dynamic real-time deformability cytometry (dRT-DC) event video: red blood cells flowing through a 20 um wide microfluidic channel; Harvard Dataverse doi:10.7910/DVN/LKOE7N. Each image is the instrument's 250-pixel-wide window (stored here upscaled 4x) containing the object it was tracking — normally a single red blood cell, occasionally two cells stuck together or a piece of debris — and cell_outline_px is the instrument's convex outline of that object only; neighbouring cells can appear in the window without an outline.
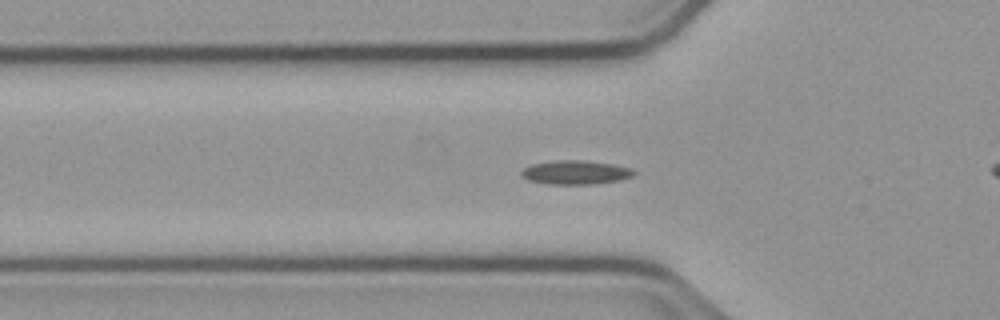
{"species": "common noctule bat (a hibernating species)", "species_latin": "Nyctalus noctula", "temperature_condition": "cold", "stored_images_in_passage": 55, "camera_frame_rate_fps": 3000, "um_per_image_px": 0.085, "animal": {"sex": "male", "body_mass_g": 23.1, "forearm_length_mm": 52.7}, "frame": {"image": 1, "passage_image": 18, "time_ms": 5.667, "image_size_px": [1000, 320], "cell_outline_px": [[636, 172], [632, 176], [620, 180], [596, 184], [548, 184], [528, 180], [520, 172], [524, 168], [532, 164], [556, 160], [584, 160], [612, 164], [632, 168]], "centroid_in_image_um": [48.95, 14.65], "position_along_channel_um": 76.9, "area_um2": 15.66}}
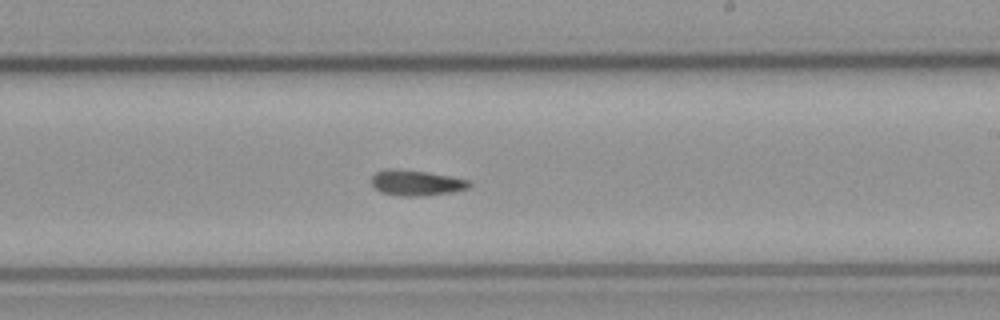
{"frame": {"image": 2, "passage_image": 32, "time_ms": 10.333, "image_size_px": [1000, 320], "cell_outline_px": [[472, 184], [468, 188], [452, 192], [424, 196], [400, 196], [380, 192], [372, 184], [372, 176], [376, 172], [388, 168], [392, 168], [428, 172], [468, 180]], "centroid_in_image_um": [35.37, 15.54], "position_along_channel_um": 253.6, "area_um2": 14.51}}
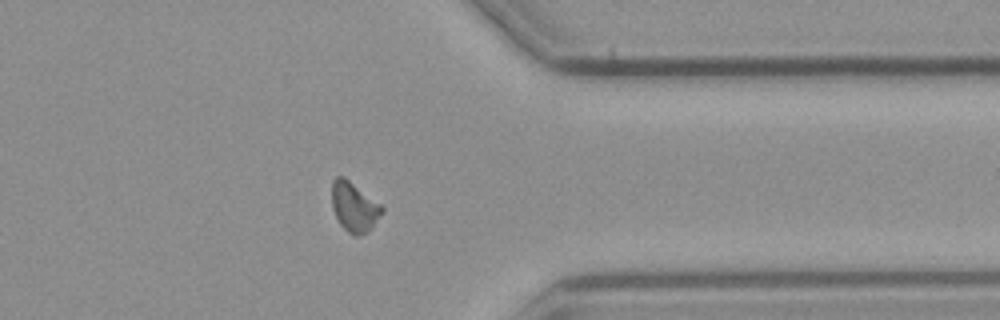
{"frame": {"image": 3, "passage_image": 43, "time_ms": 14.0, "image_size_px": [1000, 320], "cell_outline_px": [[384, 212], [372, 228], [360, 236], [352, 236], [340, 224], [332, 208], [332, 180], [336, 176], [344, 176], [384, 204]], "centroid_in_image_um": [30.15, 17.57], "position_along_channel_um": 381.2, "area_um2": 15.03}, "authors_computed_cell_mechanics": {"area_um2": 14.161, "velocity_mm_per_s": 3.7592, "shape_relaxation_time_tau1_ms": null, "shape_relaxation_time_tau2_ms": 4.8813, "deformation_change_tau1": null, "deformation_change_tau2": 0.1059}}